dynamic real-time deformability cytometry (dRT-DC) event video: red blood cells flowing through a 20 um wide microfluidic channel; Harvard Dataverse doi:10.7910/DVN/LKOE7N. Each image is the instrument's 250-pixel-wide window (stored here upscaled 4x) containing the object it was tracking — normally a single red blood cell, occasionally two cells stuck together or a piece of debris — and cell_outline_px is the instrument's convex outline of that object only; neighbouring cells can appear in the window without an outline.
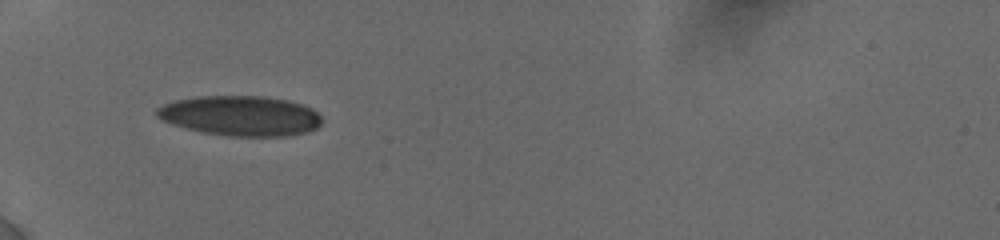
{"species": "human", "species_latin": "Homo sapiens", "temperature_condition": "cold", "stored_images_in_passage": 62, "camera_frame_rate_fps": 3000, "um_per_image_px": 0.085, "donor": {"sex": "female"}, "frame": {"image": 1, "passage_image": 1, "time_ms": 0.0, "image_size_px": [1000, 240], "cell_outline_px": [[320, 124], [316, 128], [308, 132], [288, 136], [228, 136], [204, 132], [184, 128], [172, 124], [156, 116], [156, 108], [164, 104], [176, 100], [196, 96], [264, 96], [288, 100], [312, 108], [320, 116]], "centroid_in_image_um": [20.43, 9.84], "position_along_channel_um": 64.6, "area_um2": 38.49}}
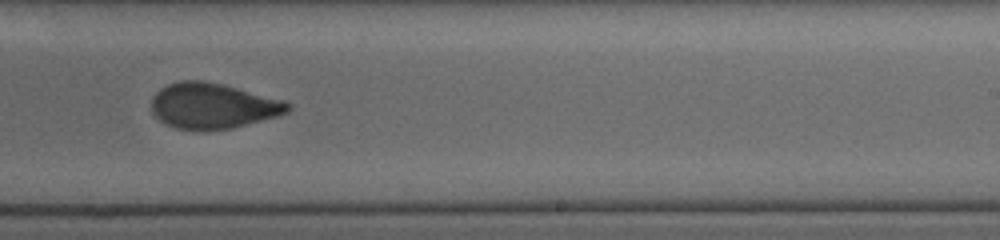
{"frame": {"image": 2, "passage_image": 26, "time_ms": 5.667, "image_size_px": [1000, 240], "cell_outline_px": [[292, 108], [288, 112], [276, 116], [232, 128], [200, 132], [176, 128], [160, 120], [152, 112], [152, 96], [160, 88], [168, 84], [180, 80], [204, 80], [284, 100], [292, 104]], "centroid_in_image_um": [18.07, 9.01], "position_along_channel_um": 270.9, "area_um2": 36.3}}
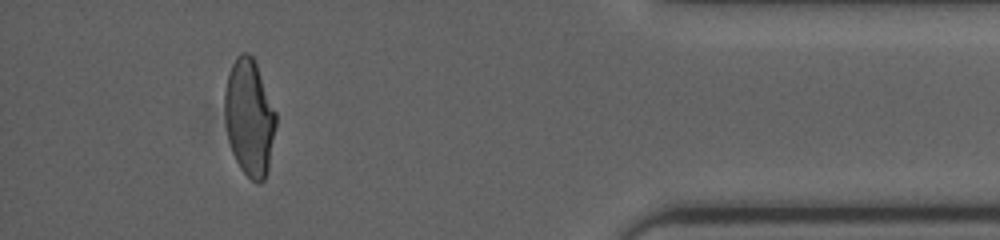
{"frame": {"image": 3, "passage_image": 51, "time_ms": 10.333, "image_size_px": [1000, 240], "cell_outline_px": [[276, 124], [268, 172], [264, 180], [260, 184], [256, 184], [240, 168], [232, 152], [228, 140], [224, 112], [224, 92], [228, 76], [232, 64], [236, 56], [240, 52], [248, 52], [252, 56], [256, 64], [276, 112]], "centroid_in_image_um": [21.19, 10.01], "position_along_channel_um": 414.0, "area_um2": 34.91}, "authors_computed_cell_mechanics": {"area_um2": 35.8938, "velocity_mm_per_s": 3.8511, "shape_relaxation_time_tau1_ms": 6.4401, "shape_relaxation_time_tau2_ms": 1.3676, "deformation_change_tau1": 0.1786, "deformation_change_tau2": 0.0677}}